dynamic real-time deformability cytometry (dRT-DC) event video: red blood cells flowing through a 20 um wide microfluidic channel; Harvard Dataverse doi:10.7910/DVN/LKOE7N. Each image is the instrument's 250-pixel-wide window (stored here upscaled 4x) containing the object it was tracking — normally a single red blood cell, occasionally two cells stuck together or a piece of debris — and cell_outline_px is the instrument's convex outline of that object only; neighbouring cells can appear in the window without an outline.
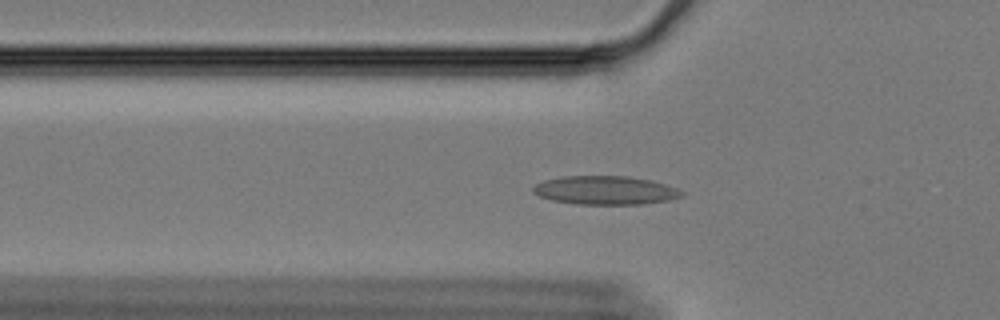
{"species": "Egyptian fruit bat (a non-hibernating species)", "species_latin": "Rousettus aegyptiacus", "temperature_condition": "cold", "stored_images_in_passage": 51, "camera_frame_rate_fps": 3000, "um_per_image_px": 0.085, "animal": {"sex": "female"}, "frame": {"image": 1, "passage_image": 19, "time_ms": 6.0, "image_size_px": [1000, 320], "cell_outline_px": [[684, 196], [668, 200], [644, 204], [576, 204], [552, 200], [540, 196], [532, 192], [532, 188], [536, 184], [544, 180], [560, 176], [628, 176], [652, 180], [676, 188], [684, 192]], "centroid_in_image_um": [51.45, 16.17], "position_along_channel_um": 74.4, "area_um2": 24.85}}
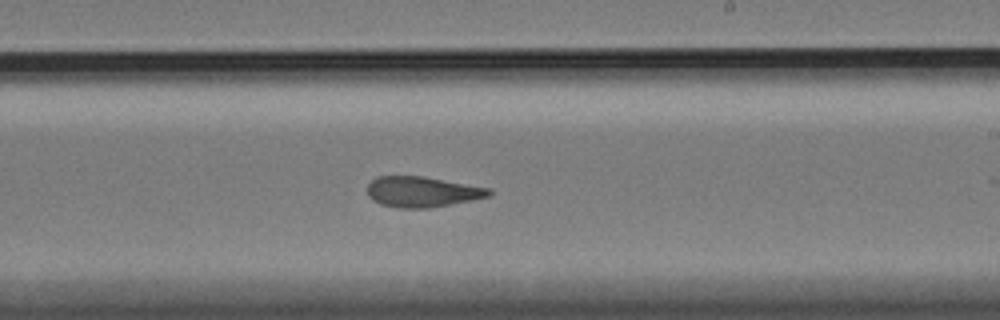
{"frame": {"image": 2, "passage_image": 35, "time_ms": 11.333, "image_size_px": [1000, 320], "cell_outline_px": [[492, 192], [488, 196], [472, 200], [428, 208], [396, 208], [380, 204], [372, 200], [368, 196], [368, 184], [376, 176], [424, 176], [492, 188]], "centroid_in_image_um": [35.87, 16.3], "position_along_channel_um": 253.1, "area_um2": 21.79}}
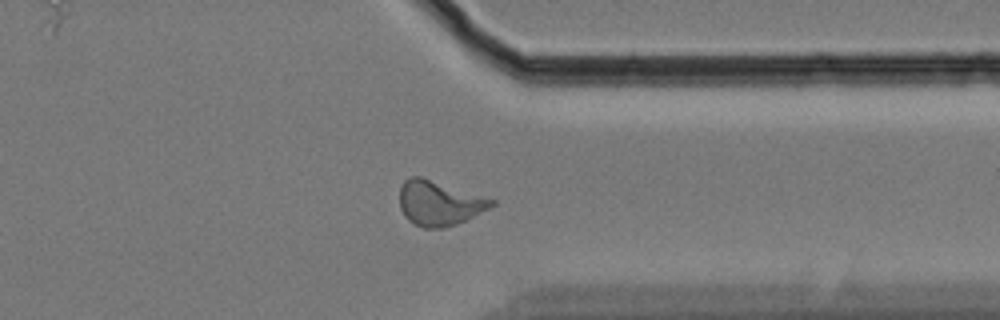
{"frame": {"image": 3, "passage_image": 46, "time_ms": 15.0, "image_size_px": [1000, 320], "cell_outline_px": [[496, 204], [456, 224], [444, 228], [424, 228], [412, 224], [404, 216], [400, 208], [400, 188], [404, 180], [412, 176], [420, 176], [496, 200]], "centroid_in_image_um": [37.29, 17.27], "position_along_channel_um": 374.1, "area_um2": 23.81}, "authors_computed_cell_mechanics": {"area_um2": 22.7154, "velocity_mm_per_s": 3.3385, "shape_relaxation_time_tau1_ms": null, "shape_relaxation_time_tau2_ms": 2.2519, "deformation_change_tau1": null, "deformation_change_tau2": 0.1038}}